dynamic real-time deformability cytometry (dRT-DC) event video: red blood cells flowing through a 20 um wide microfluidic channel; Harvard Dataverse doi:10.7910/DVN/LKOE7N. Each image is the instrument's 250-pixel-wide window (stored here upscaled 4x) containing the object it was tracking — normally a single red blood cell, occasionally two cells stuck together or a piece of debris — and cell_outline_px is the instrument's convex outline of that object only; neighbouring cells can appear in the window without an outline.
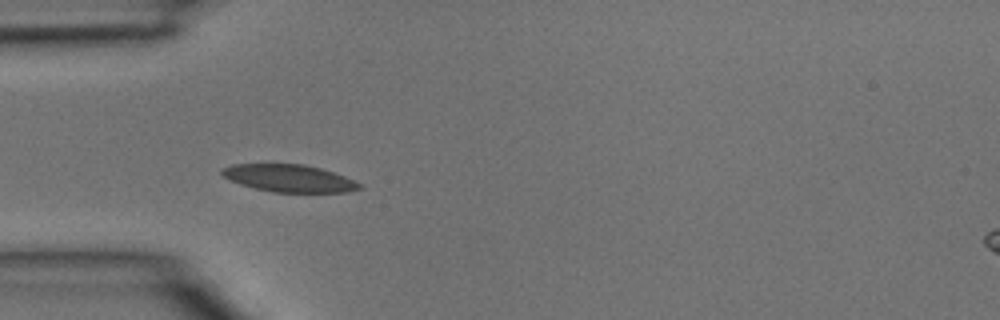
{"species": "common noctule bat (a hibernating species)", "species_latin": "Nyctalus noctula", "temperature_condition": "room temperature", "stored_images_in_passage": 2, "camera_frame_rate_fps": 3000, "um_per_image_px": 0.085, "animal": {"sex": "male", "body_mass_g": 15.6}, "frame": {"image": 1, "passage_image": 2, "time_ms": 0.333, "image_size_px": [1000, 320], "cell_outline_px": [[364, 188], [348, 192], [272, 192], [240, 184], [224, 176], [220, 172], [224, 168], [232, 164], [304, 164], [320, 168], [344, 176], [364, 184]], "centroid_in_image_um": [24.64, 15.15], "position_along_channel_um": 60.4, "area_um2": 21.85}}